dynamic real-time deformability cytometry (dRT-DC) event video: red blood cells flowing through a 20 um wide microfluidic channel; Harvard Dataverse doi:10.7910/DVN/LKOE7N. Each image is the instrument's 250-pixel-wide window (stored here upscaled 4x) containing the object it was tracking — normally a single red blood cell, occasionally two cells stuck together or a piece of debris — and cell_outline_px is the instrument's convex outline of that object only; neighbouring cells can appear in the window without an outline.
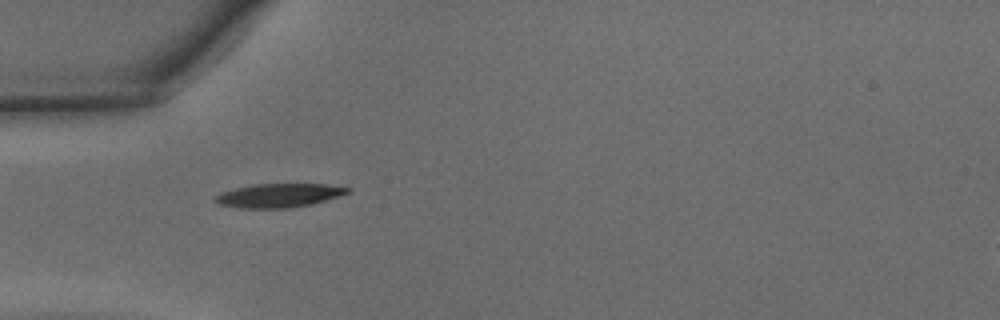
{"species": "common noctule bat (a hibernating species)", "species_latin": "Nyctalus noctula", "temperature_condition": "warm", "stored_images_in_passage": 33, "camera_frame_rate_fps": 3000, "um_per_image_px": 0.085, "animal": {"sex": "male", "body_mass_g": 15.6}, "frame": {"image": 1, "passage_image": 1, "time_ms": 0.0, "image_size_px": [1000, 320], "cell_outline_px": [[352, 192], [340, 196], [312, 204], [292, 208], [240, 208], [220, 204], [212, 200], [220, 192], [252, 184], [328, 184], [352, 188]], "centroid_in_image_um": [23.75, 16.61], "position_along_channel_um": 61.3, "area_um2": 18.55}}
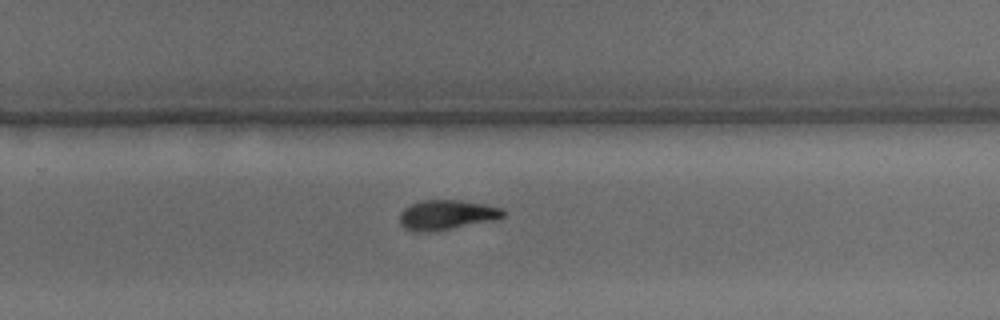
{"frame": {"image": 2, "passage_image": 17, "time_ms": 5.333, "image_size_px": [1000, 320], "cell_outline_px": [[504, 216], [492, 220], [448, 228], [420, 232], [404, 228], [400, 224], [400, 212], [404, 208], [420, 200], [460, 200], [484, 204], [500, 208], [504, 212]], "centroid_in_image_um": [37.91, 18.23], "position_along_channel_um": 291.9, "area_um2": 17.4}}
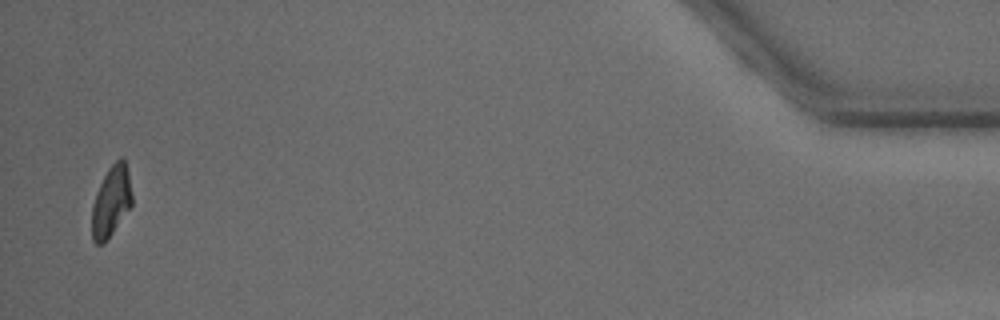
{"frame": {"image": 3, "passage_image": 32, "time_ms": 10.333, "image_size_px": [1000, 320], "cell_outline_px": [[132, 204], [104, 244], [96, 244], [92, 240], [92, 204], [96, 192], [108, 168], [120, 156], [124, 156], [128, 172], [132, 196]], "centroid_in_image_um": [9.44, 17.1], "position_along_channel_um": 425.8, "area_um2": 16.47}, "authors_computed_cell_mechanics": {"area_um2": 17.8602, "velocity_mm_per_s": 4.3651, "shape_relaxation_time_tau1_ms": 3.7352, "shape_relaxation_time_tau2_ms": 4.4449, "deformation_change_tau1": 0.1513, "deformation_change_tau2": 0.1323}}